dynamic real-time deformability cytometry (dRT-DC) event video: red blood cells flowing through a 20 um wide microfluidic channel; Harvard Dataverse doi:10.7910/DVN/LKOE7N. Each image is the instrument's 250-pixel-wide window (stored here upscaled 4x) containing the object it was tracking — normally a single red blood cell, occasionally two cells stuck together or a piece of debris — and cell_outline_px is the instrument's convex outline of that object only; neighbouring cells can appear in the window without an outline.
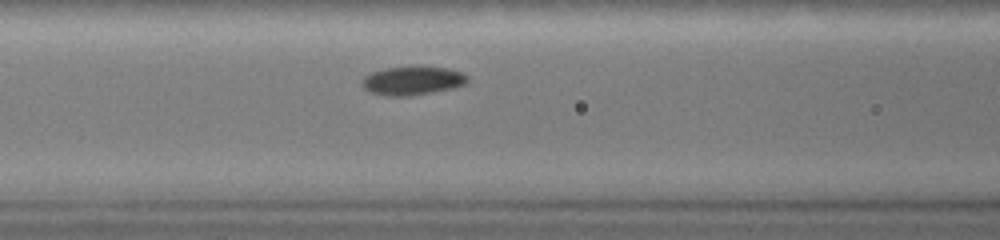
{"species": "common noctule bat (a hibernating species)", "species_latin": "Nyctalus noctula", "temperature_condition": "warm", "stored_images_in_passage": 31, "camera_frame_rate_fps": 3000, "um_per_image_px": 0.085, "animal": {"sex": "female", "body_mass_g": 19.0, "forearm_length_mm": 51.5}, "frame": {"image": 1, "passage_image": 9, "time_ms": 2.667, "image_size_px": [1000, 240], "cell_outline_px": [[468, 80], [464, 84], [452, 88], [432, 92], [408, 96], [384, 96], [368, 92], [360, 84], [360, 80], [364, 76], [372, 72], [384, 68], [416, 64], [448, 68], [464, 72], [468, 76]], "centroid_in_image_um": [35.03, 6.82], "position_along_channel_um": 131.6, "area_um2": 18.38}}
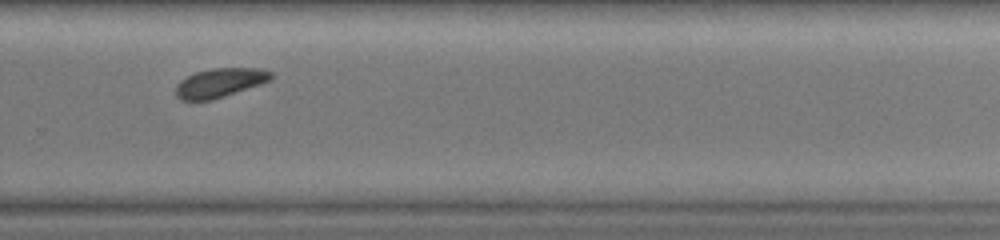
{"frame": {"image": 2, "passage_image": 22, "time_ms": 7.0, "image_size_px": [1000, 240], "cell_outline_px": [[276, 76], [260, 84], [212, 100], [180, 100], [176, 96], [176, 84], [180, 80], [196, 72], [212, 68], [260, 68], [272, 72]], "centroid_in_image_um": [18.68, 7.03], "position_along_channel_um": 311.1, "area_um2": 16.07}}
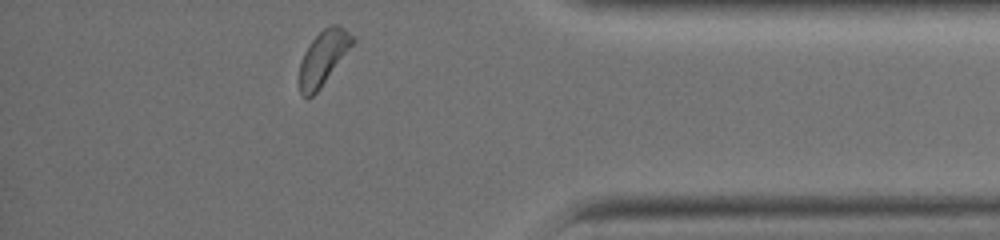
{"frame": {"image": 3, "passage_image": 30, "time_ms": 9.667, "image_size_px": [1000, 240], "cell_outline_px": [[356, 40], [320, 88], [308, 100], [304, 100], [300, 92], [300, 60], [308, 44], [324, 28], [332, 24], [340, 24], [356, 36]], "centroid_in_image_um": [27.48, 4.89], "position_along_channel_um": 407.7, "area_um2": 16.94}, "authors_computed_cell_mechanics": {"area_um2": 17.051, "velocity_mm_per_s": 4.1565, "shape_relaxation_time_tau1_ms": 1.1793, "shape_relaxation_time_tau2_ms": 4.7986, "deformation_change_tau1": 0.0735, "deformation_change_tau2": 0.0962}}